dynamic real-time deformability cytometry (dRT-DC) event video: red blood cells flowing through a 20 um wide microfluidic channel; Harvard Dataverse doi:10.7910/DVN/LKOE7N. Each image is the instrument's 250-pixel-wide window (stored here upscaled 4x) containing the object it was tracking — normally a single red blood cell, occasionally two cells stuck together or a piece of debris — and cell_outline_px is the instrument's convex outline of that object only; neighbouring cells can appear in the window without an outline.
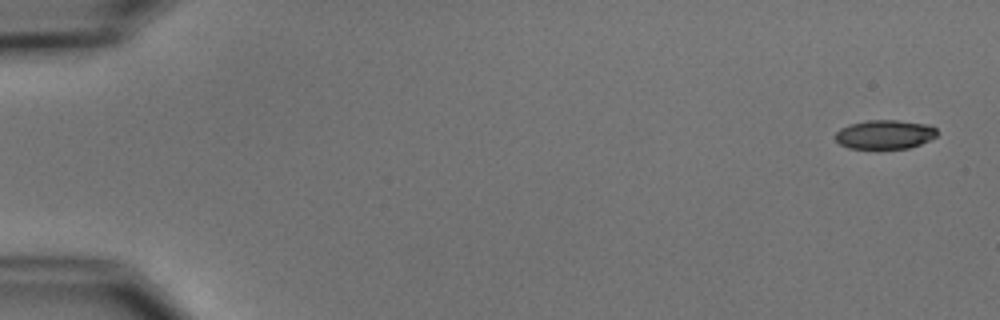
{"species": "common noctule bat (a hibernating species)", "species_latin": "Nyctalus noctula", "temperature_condition": "cold", "stored_images_in_passage": 5, "camera_frame_rate_fps": 3000, "um_per_image_px": 0.085, "animal": {"sex": "male", "body_mass_g": 15.6}, "frame": {"image": 1, "passage_image": 1, "time_ms": 0.0, "image_size_px": [1000, 320], "cell_outline_px": [[936, 136], [920, 144], [908, 148], [848, 148], [840, 144], [836, 140], [836, 132], [840, 128], [848, 124], [868, 120], [896, 120], [928, 124], [936, 128]], "centroid_in_image_um": [75.19, 11.42], "position_along_channel_um": 9.8, "area_um2": 17.11}}
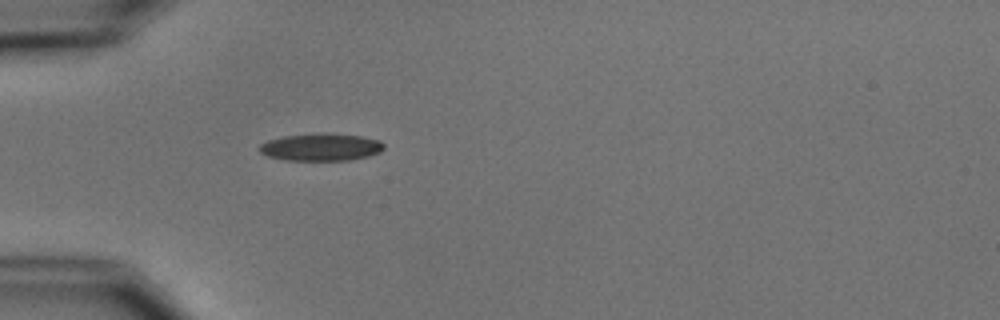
{"frame": {"image": 2, "passage_image": 5, "time_ms": 5.0, "image_size_px": [1000, 320], "cell_outline_px": [[384, 148], [380, 152], [368, 156], [348, 160], [288, 160], [268, 156], [260, 152], [260, 144], [268, 140], [284, 136], [324, 132], [328, 132], [360, 136], [380, 140], [384, 144]], "centroid_in_image_um": [27.31, 12.49], "position_along_channel_um": 57.7, "area_um2": 19.88}}